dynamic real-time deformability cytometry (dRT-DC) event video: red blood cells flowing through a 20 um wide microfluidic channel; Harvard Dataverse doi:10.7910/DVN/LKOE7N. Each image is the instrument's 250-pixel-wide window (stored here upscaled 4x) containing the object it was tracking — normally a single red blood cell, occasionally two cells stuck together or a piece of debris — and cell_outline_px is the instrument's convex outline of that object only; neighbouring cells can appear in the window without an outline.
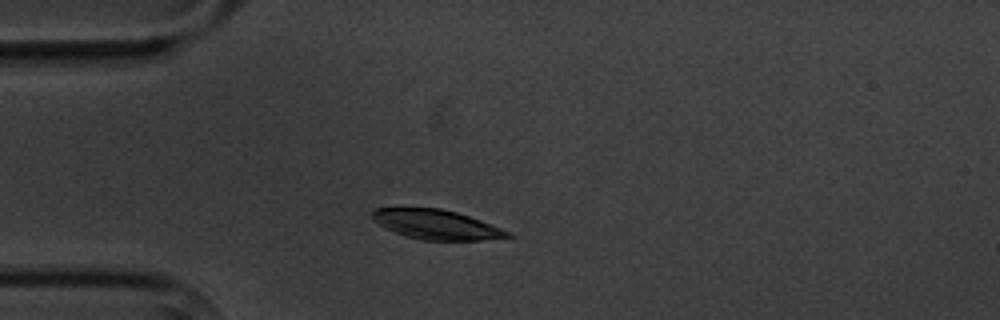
{"species": "common noctule bat (a hibernating species)", "species_latin": "Nyctalus noctula", "temperature_condition": "cold", "stored_images_in_passage": 2, "camera_frame_rate_fps": 3000, "um_per_image_px": 0.085, "animal": {"sex": "male", "body_mass_g": 20.1, "forearm_length_mm": 53.5}, "frame": {"image": 1, "passage_image": 2, "time_ms": 1.0, "image_size_px": [1000, 320], "cell_outline_px": [[516, 236], [480, 240], [420, 240], [404, 236], [384, 228], [372, 220], [372, 212], [376, 208], [396, 204], [440, 208], [456, 212], [480, 220], [512, 232]], "centroid_in_image_um": [36.98, 19.04], "position_along_channel_um": 48.0, "area_um2": 24.33}}